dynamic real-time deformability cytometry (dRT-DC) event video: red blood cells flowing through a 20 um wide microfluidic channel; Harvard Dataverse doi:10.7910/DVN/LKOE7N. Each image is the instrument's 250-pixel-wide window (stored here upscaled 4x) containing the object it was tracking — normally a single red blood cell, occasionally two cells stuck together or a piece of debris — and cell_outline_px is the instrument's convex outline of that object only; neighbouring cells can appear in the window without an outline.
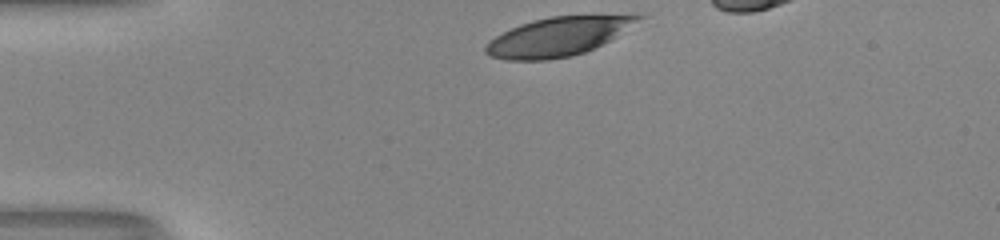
{"species": "human", "species_latin": "Homo sapiens", "temperature_condition": "room temperature", "stored_images_in_passage": 31, "camera_frame_rate_fps": 3000, "um_per_image_px": 0.085, "donor": {"sex": "male"}, "frame": {"image": 1, "passage_image": 1, "time_ms": 0.0, "image_size_px": [1000, 240], "cell_outline_px": [[648, 16], [616, 36], [584, 52], [572, 56], [548, 60], [508, 60], [488, 56], [484, 52], [484, 48], [488, 40], [520, 24], [532, 20], [552, 16]], "centroid_in_image_um": [47.35, 3.13], "position_along_channel_um": 37.7, "area_um2": 33.93}}
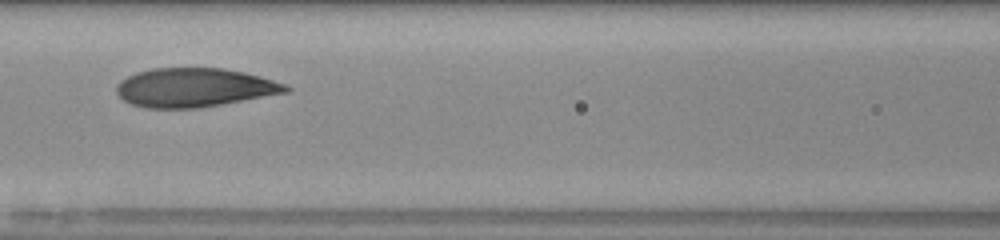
{"frame": {"image": 2, "passage_image": 13, "time_ms": 4.0, "image_size_px": [1000, 240], "cell_outline_px": [[292, 88], [288, 92], [200, 108], [148, 108], [132, 104], [124, 100], [116, 92], [116, 84], [120, 80], [136, 72], [152, 68], [224, 68], [244, 72], [272, 80], [284, 84]], "centroid_in_image_um": [16.5, 7.44], "position_along_channel_um": 150.1, "area_um2": 38.26}}
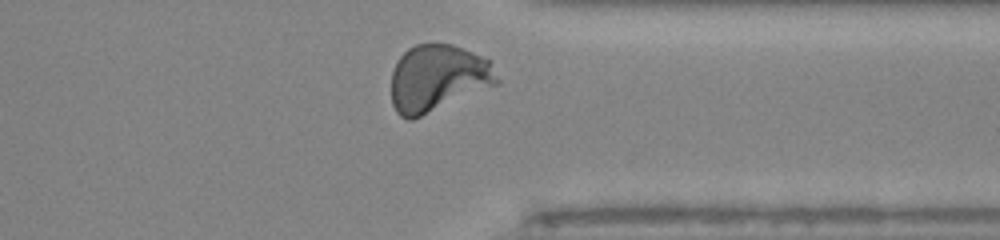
{"frame": {"image": 3, "passage_image": 30, "time_ms": 9.667, "image_size_px": [1000, 240], "cell_outline_px": [[500, 84], [412, 120], [408, 120], [400, 116], [396, 112], [392, 104], [392, 72], [400, 56], [408, 48], [416, 44], [452, 44], [464, 48], [488, 60], [500, 80]], "centroid_in_image_um": [37.22, 6.66], "position_along_channel_um": 374.2, "area_um2": 41.33}, "authors_computed_cell_mechanics": {"area_um2": 38.5526, "velocity_mm_per_s": 3.9926, "shape_relaxation_time_tau1_ms": 4.1432, "shape_relaxation_time_tau2_ms": 0.6429, "deformation_change_tau1": 0.1843, "deformation_change_tau2": 0.0504}}